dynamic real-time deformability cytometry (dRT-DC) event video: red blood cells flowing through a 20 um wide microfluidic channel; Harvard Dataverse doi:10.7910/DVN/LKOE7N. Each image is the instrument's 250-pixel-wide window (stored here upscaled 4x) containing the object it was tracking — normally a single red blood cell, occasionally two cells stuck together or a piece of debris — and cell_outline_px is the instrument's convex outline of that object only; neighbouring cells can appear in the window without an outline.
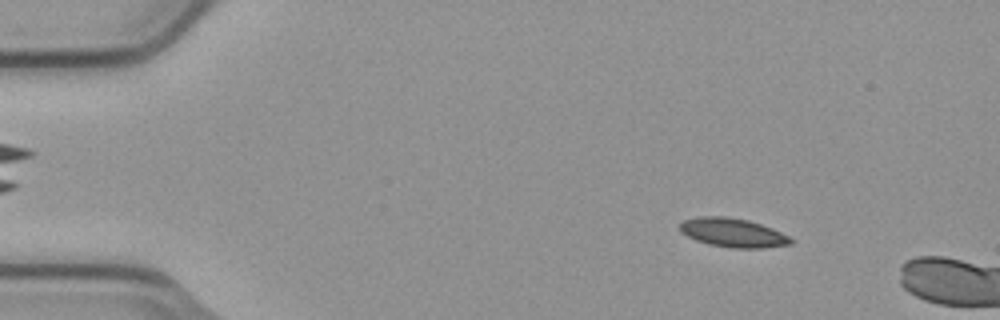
{"species": "common noctule bat (a hibernating species)", "species_latin": "Nyctalus noctula", "temperature_condition": "cold", "stored_images_in_passage": 12, "camera_frame_rate_fps": 3000, "um_per_image_px": 0.085, "animal": {"sex": "male", "body_mass_g": 23.1, "forearm_length_mm": 52.7}, "frame": {"image": 1, "passage_image": 7, "time_ms": 2.0, "image_size_px": [1000, 320], "cell_outline_px": [[792, 244], [764, 248], [732, 248], [708, 244], [696, 240], [680, 232], [680, 224], [684, 220], [700, 216], [728, 216], [748, 220], [772, 228], [788, 236], [792, 240]], "centroid_in_image_um": [62.28, 19.78], "position_along_channel_um": 22.7, "area_um2": 18.67}}